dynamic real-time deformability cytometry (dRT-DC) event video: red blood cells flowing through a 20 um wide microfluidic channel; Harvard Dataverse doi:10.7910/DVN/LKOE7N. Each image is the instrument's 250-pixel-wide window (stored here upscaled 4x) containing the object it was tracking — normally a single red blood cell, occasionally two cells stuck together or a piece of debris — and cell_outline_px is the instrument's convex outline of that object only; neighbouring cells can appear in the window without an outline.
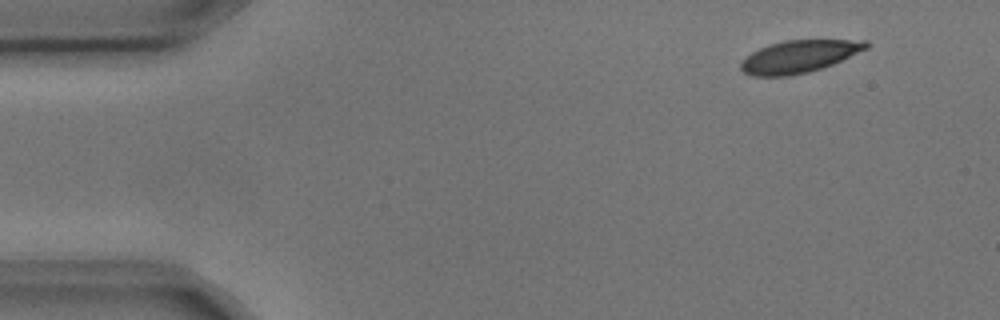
{"species": "common noctule bat (a hibernating species)", "species_latin": "Nyctalus noctula", "temperature_condition": "cold", "stored_images_in_passage": 5, "segment_of_instrument_passage": [2, 2], "camera_frame_rate_fps": 3000, "um_per_image_px": 0.085, "animal": {"sex": "male", "body_mass_g": 17.9, "forearm_length_mm": 54.2}, "frame": {"image": 1, "passage_image": 5, "time_ms": 1.333, "image_size_px": [1000, 320], "cell_outline_px": [[872, 44], [868, 48], [832, 64], [808, 72], [788, 76], [752, 76], [744, 72], [740, 68], [740, 60], [752, 52], [760, 48], [784, 40], [868, 40]], "centroid_in_image_um": [67.92, 4.8], "position_along_channel_um": 17.1, "area_um2": 23.58}}